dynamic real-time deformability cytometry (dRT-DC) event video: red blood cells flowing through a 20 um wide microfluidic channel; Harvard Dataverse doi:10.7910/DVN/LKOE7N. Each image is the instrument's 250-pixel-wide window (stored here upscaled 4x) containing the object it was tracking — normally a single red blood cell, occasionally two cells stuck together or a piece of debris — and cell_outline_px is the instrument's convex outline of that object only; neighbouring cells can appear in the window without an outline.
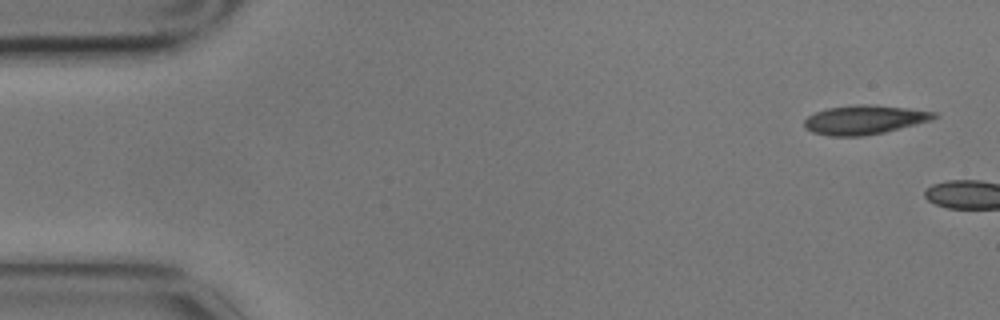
{"species": "common noctule bat (a hibernating species)", "species_latin": "Nyctalus noctula", "temperature_condition": "cold", "stored_images_in_passage": 2, "camera_frame_rate_fps": 3000, "um_per_image_px": 0.085, "animal": {"sex": "male", "body_mass_g": 17.9}, "frame": {"image": 1, "passage_image": 1, "time_ms": 0.0, "image_size_px": [1000, 320], "cell_outline_px": [[940, 116], [932, 120], [884, 132], [864, 136], [832, 136], [812, 132], [804, 128], [804, 120], [808, 116], [816, 112], [828, 108], [856, 104], [876, 104], [908, 108], [936, 112]], "centroid_in_image_um": [73.49, 10.17], "position_along_channel_um": 11.5, "area_um2": 22.14}}